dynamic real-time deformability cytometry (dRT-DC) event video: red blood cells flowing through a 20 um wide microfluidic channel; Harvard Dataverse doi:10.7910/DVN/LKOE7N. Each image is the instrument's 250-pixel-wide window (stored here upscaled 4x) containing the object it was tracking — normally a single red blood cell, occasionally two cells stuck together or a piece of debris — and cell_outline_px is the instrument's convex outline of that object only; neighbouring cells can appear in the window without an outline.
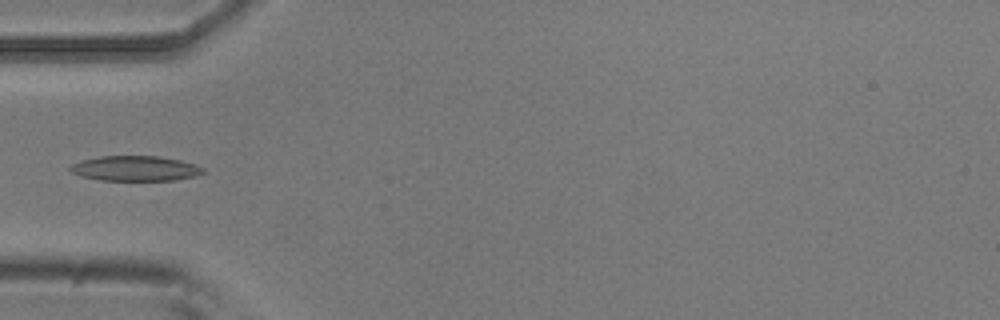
{"species": "common noctule bat (a hibernating species)", "species_latin": "Nyctalus noctula", "temperature_condition": "room temperature", "stored_images_in_passage": 4, "camera_frame_rate_fps": 3000, "um_per_image_px": 0.085, "animal": {"sex": "male", "body_mass_g": 20.5, "forearm_length_mm": 52.5}, "frame": {"image": 1, "passage_image": 4, "time_ms": 4.0, "image_size_px": [1000, 320], "cell_outline_px": [[208, 172], [196, 176], [172, 180], [100, 180], [80, 176], [72, 172], [68, 168], [72, 164], [80, 160], [100, 156], [160, 156], [180, 160], [204, 168]], "centroid_in_image_um": [11.49, 14.31], "position_along_channel_um": 73.5, "area_um2": 19.48}}